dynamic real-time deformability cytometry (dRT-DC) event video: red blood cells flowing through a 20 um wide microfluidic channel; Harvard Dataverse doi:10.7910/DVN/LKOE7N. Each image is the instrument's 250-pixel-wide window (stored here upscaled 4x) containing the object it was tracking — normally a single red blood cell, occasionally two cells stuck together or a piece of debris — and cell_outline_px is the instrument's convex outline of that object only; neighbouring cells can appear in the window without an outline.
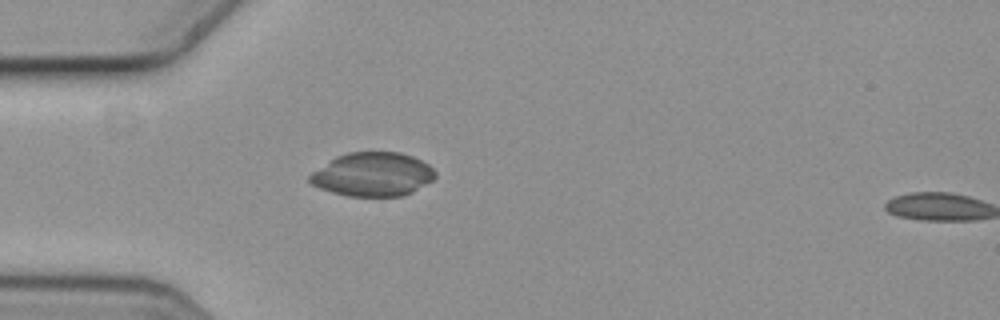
{"species": "common noctule bat (a hibernating species)", "species_latin": "Nyctalus noctula", "temperature_condition": "cold", "stored_images_in_passage": 2, "segment_of_instrument_passage": [1, 2], "camera_frame_rate_fps": 3000, "um_per_image_px": 0.085, "animal": {"sex": "female", "body_mass_g": 19.3, "forearm_length_mm": 54.1}, "frame": {"image": 1, "passage_image": 1, "time_ms": 0.0, "image_size_px": [1000, 320], "cell_outline_px": [[436, 176], [432, 180], [412, 192], [404, 196], [348, 196], [332, 192], [320, 188], [312, 184], [308, 180], [308, 176], [312, 172], [336, 156], [348, 152], [400, 152], [412, 156], [428, 164], [436, 172]], "centroid_in_image_um": [31.68, 14.82], "position_along_channel_um": 53.3, "area_um2": 31.96}}